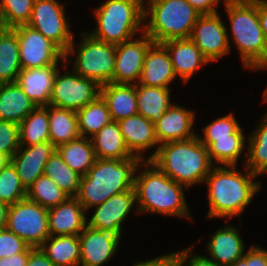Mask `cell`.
Returning <instances> with one entry per match:
<instances>
[{"label":"cell","instance_id":"obj_27","mask_svg":"<svg viewBox=\"0 0 267 266\" xmlns=\"http://www.w3.org/2000/svg\"><path fill=\"white\" fill-rule=\"evenodd\" d=\"M97 159L128 160L134 156L128 150L119 123L112 121L91 137Z\"/></svg>","mask_w":267,"mask_h":266},{"label":"cell","instance_id":"obj_9","mask_svg":"<svg viewBox=\"0 0 267 266\" xmlns=\"http://www.w3.org/2000/svg\"><path fill=\"white\" fill-rule=\"evenodd\" d=\"M63 5L57 0H36L32 9L30 27L38 30L65 53V69L68 56L75 54L74 36L67 23Z\"/></svg>","mask_w":267,"mask_h":266},{"label":"cell","instance_id":"obj_2","mask_svg":"<svg viewBox=\"0 0 267 266\" xmlns=\"http://www.w3.org/2000/svg\"><path fill=\"white\" fill-rule=\"evenodd\" d=\"M145 160H150L172 180L186 188L205 182L206 176L214 167L208 148L200 142L198 135L188 140L161 144Z\"/></svg>","mask_w":267,"mask_h":266},{"label":"cell","instance_id":"obj_34","mask_svg":"<svg viewBox=\"0 0 267 266\" xmlns=\"http://www.w3.org/2000/svg\"><path fill=\"white\" fill-rule=\"evenodd\" d=\"M80 137L94 136L102 127L111 123L112 117L106 102L99 96L77 112Z\"/></svg>","mask_w":267,"mask_h":266},{"label":"cell","instance_id":"obj_28","mask_svg":"<svg viewBox=\"0 0 267 266\" xmlns=\"http://www.w3.org/2000/svg\"><path fill=\"white\" fill-rule=\"evenodd\" d=\"M40 248L55 266H80L78 235H50Z\"/></svg>","mask_w":267,"mask_h":266},{"label":"cell","instance_id":"obj_20","mask_svg":"<svg viewBox=\"0 0 267 266\" xmlns=\"http://www.w3.org/2000/svg\"><path fill=\"white\" fill-rule=\"evenodd\" d=\"M161 44L169 53L176 77L179 75L184 83L209 62L190 38L168 40Z\"/></svg>","mask_w":267,"mask_h":266},{"label":"cell","instance_id":"obj_16","mask_svg":"<svg viewBox=\"0 0 267 266\" xmlns=\"http://www.w3.org/2000/svg\"><path fill=\"white\" fill-rule=\"evenodd\" d=\"M80 265L103 266L115 255L121 236L86 226L78 235Z\"/></svg>","mask_w":267,"mask_h":266},{"label":"cell","instance_id":"obj_33","mask_svg":"<svg viewBox=\"0 0 267 266\" xmlns=\"http://www.w3.org/2000/svg\"><path fill=\"white\" fill-rule=\"evenodd\" d=\"M44 141H49L48 106H36L19 124V143L30 146Z\"/></svg>","mask_w":267,"mask_h":266},{"label":"cell","instance_id":"obj_35","mask_svg":"<svg viewBox=\"0 0 267 266\" xmlns=\"http://www.w3.org/2000/svg\"><path fill=\"white\" fill-rule=\"evenodd\" d=\"M249 136L245 167L259 176L267 173V112L255 132Z\"/></svg>","mask_w":267,"mask_h":266},{"label":"cell","instance_id":"obj_5","mask_svg":"<svg viewBox=\"0 0 267 266\" xmlns=\"http://www.w3.org/2000/svg\"><path fill=\"white\" fill-rule=\"evenodd\" d=\"M231 35L247 69L267 70V41L253 0H224Z\"/></svg>","mask_w":267,"mask_h":266},{"label":"cell","instance_id":"obj_21","mask_svg":"<svg viewBox=\"0 0 267 266\" xmlns=\"http://www.w3.org/2000/svg\"><path fill=\"white\" fill-rule=\"evenodd\" d=\"M175 78L168 51L161 43H154L146 53L138 84L169 88Z\"/></svg>","mask_w":267,"mask_h":266},{"label":"cell","instance_id":"obj_49","mask_svg":"<svg viewBox=\"0 0 267 266\" xmlns=\"http://www.w3.org/2000/svg\"><path fill=\"white\" fill-rule=\"evenodd\" d=\"M132 266H175L174 257L172 254L162 255L151 260L137 262Z\"/></svg>","mask_w":267,"mask_h":266},{"label":"cell","instance_id":"obj_32","mask_svg":"<svg viewBox=\"0 0 267 266\" xmlns=\"http://www.w3.org/2000/svg\"><path fill=\"white\" fill-rule=\"evenodd\" d=\"M21 70L16 32L5 28L0 33V83L17 82Z\"/></svg>","mask_w":267,"mask_h":266},{"label":"cell","instance_id":"obj_26","mask_svg":"<svg viewBox=\"0 0 267 266\" xmlns=\"http://www.w3.org/2000/svg\"><path fill=\"white\" fill-rule=\"evenodd\" d=\"M36 107L17 82L0 83V120L20 124Z\"/></svg>","mask_w":267,"mask_h":266},{"label":"cell","instance_id":"obj_17","mask_svg":"<svg viewBox=\"0 0 267 266\" xmlns=\"http://www.w3.org/2000/svg\"><path fill=\"white\" fill-rule=\"evenodd\" d=\"M23 148L24 146H20L10 158V162L27 190L37 178L43 175L45 164L56 147L50 141H44Z\"/></svg>","mask_w":267,"mask_h":266},{"label":"cell","instance_id":"obj_44","mask_svg":"<svg viewBox=\"0 0 267 266\" xmlns=\"http://www.w3.org/2000/svg\"><path fill=\"white\" fill-rule=\"evenodd\" d=\"M192 249H193V246L183 251H178L177 253L173 252L172 255L174 257L175 265L176 266H218L209 257L203 256L201 254H198V255L195 254L194 256L191 257L190 254H191Z\"/></svg>","mask_w":267,"mask_h":266},{"label":"cell","instance_id":"obj_52","mask_svg":"<svg viewBox=\"0 0 267 266\" xmlns=\"http://www.w3.org/2000/svg\"><path fill=\"white\" fill-rule=\"evenodd\" d=\"M9 161L10 159L0 152V169H2Z\"/></svg>","mask_w":267,"mask_h":266},{"label":"cell","instance_id":"obj_6","mask_svg":"<svg viewBox=\"0 0 267 266\" xmlns=\"http://www.w3.org/2000/svg\"><path fill=\"white\" fill-rule=\"evenodd\" d=\"M145 0H107L94 12L97 27L90 35L110 44H120L144 30Z\"/></svg>","mask_w":267,"mask_h":266},{"label":"cell","instance_id":"obj_46","mask_svg":"<svg viewBox=\"0 0 267 266\" xmlns=\"http://www.w3.org/2000/svg\"><path fill=\"white\" fill-rule=\"evenodd\" d=\"M200 15H211L217 13L216 7L220 0H186Z\"/></svg>","mask_w":267,"mask_h":266},{"label":"cell","instance_id":"obj_12","mask_svg":"<svg viewBox=\"0 0 267 266\" xmlns=\"http://www.w3.org/2000/svg\"><path fill=\"white\" fill-rule=\"evenodd\" d=\"M19 42V59L22 69L58 65L65 62V53L42 33L29 25L12 28Z\"/></svg>","mask_w":267,"mask_h":266},{"label":"cell","instance_id":"obj_3","mask_svg":"<svg viewBox=\"0 0 267 266\" xmlns=\"http://www.w3.org/2000/svg\"><path fill=\"white\" fill-rule=\"evenodd\" d=\"M142 162L136 156L128 160L96 159L88 172L81 176L75 197L88 211L113 195L131 190L134 188V175Z\"/></svg>","mask_w":267,"mask_h":266},{"label":"cell","instance_id":"obj_10","mask_svg":"<svg viewBox=\"0 0 267 266\" xmlns=\"http://www.w3.org/2000/svg\"><path fill=\"white\" fill-rule=\"evenodd\" d=\"M31 247H40L50 236L48 209L27 197L9 207L6 227Z\"/></svg>","mask_w":267,"mask_h":266},{"label":"cell","instance_id":"obj_47","mask_svg":"<svg viewBox=\"0 0 267 266\" xmlns=\"http://www.w3.org/2000/svg\"><path fill=\"white\" fill-rule=\"evenodd\" d=\"M27 266H55L40 247H31Z\"/></svg>","mask_w":267,"mask_h":266},{"label":"cell","instance_id":"obj_53","mask_svg":"<svg viewBox=\"0 0 267 266\" xmlns=\"http://www.w3.org/2000/svg\"><path fill=\"white\" fill-rule=\"evenodd\" d=\"M229 266H248V264L243 258H240V259H237L235 262H233Z\"/></svg>","mask_w":267,"mask_h":266},{"label":"cell","instance_id":"obj_54","mask_svg":"<svg viewBox=\"0 0 267 266\" xmlns=\"http://www.w3.org/2000/svg\"><path fill=\"white\" fill-rule=\"evenodd\" d=\"M263 95H264V101L267 102V88L266 90H264Z\"/></svg>","mask_w":267,"mask_h":266},{"label":"cell","instance_id":"obj_22","mask_svg":"<svg viewBox=\"0 0 267 266\" xmlns=\"http://www.w3.org/2000/svg\"><path fill=\"white\" fill-rule=\"evenodd\" d=\"M57 65L22 69L17 83L36 106H48L52 95Z\"/></svg>","mask_w":267,"mask_h":266},{"label":"cell","instance_id":"obj_7","mask_svg":"<svg viewBox=\"0 0 267 266\" xmlns=\"http://www.w3.org/2000/svg\"><path fill=\"white\" fill-rule=\"evenodd\" d=\"M144 8L146 33L154 43H162L173 39L190 38L193 26L201 16L186 0H157ZM149 9V10H148Z\"/></svg>","mask_w":267,"mask_h":266},{"label":"cell","instance_id":"obj_37","mask_svg":"<svg viewBox=\"0 0 267 266\" xmlns=\"http://www.w3.org/2000/svg\"><path fill=\"white\" fill-rule=\"evenodd\" d=\"M245 135L242 128H238L231 138L215 139L208 147L210 160L220 164V166H236L239 156L245 149Z\"/></svg>","mask_w":267,"mask_h":266},{"label":"cell","instance_id":"obj_1","mask_svg":"<svg viewBox=\"0 0 267 266\" xmlns=\"http://www.w3.org/2000/svg\"><path fill=\"white\" fill-rule=\"evenodd\" d=\"M236 166H214L206 176L210 209L207 218L240 217L261 187L257 175L246 169L237 171ZM243 174V175H242Z\"/></svg>","mask_w":267,"mask_h":266},{"label":"cell","instance_id":"obj_31","mask_svg":"<svg viewBox=\"0 0 267 266\" xmlns=\"http://www.w3.org/2000/svg\"><path fill=\"white\" fill-rule=\"evenodd\" d=\"M56 150L63 161L81 176L88 172L97 159L90 137H79L59 145Z\"/></svg>","mask_w":267,"mask_h":266},{"label":"cell","instance_id":"obj_39","mask_svg":"<svg viewBox=\"0 0 267 266\" xmlns=\"http://www.w3.org/2000/svg\"><path fill=\"white\" fill-rule=\"evenodd\" d=\"M36 0H0V22L6 28L27 25Z\"/></svg>","mask_w":267,"mask_h":266},{"label":"cell","instance_id":"obj_43","mask_svg":"<svg viewBox=\"0 0 267 266\" xmlns=\"http://www.w3.org/2000/svg\"><path fill=\"white\" fill-rule=\"evenodd\" d=\"M29 245L13 232L6 228L0 230V258L24 252Z\"/></svg>","mask_w":267,"mask_h":266},{"label":"cell","instance_id":"obj_51","mask_svg":"<svg viewBox=\"0 0 267 266\" xmlns=\"http://www.w3.org/2000/svg\"><path fill=\"white\" fill-rule=\"evenodd\" d=\"M9 205L0 202V227L5 228L8 217Z\"/></svg>","mask_w":267,"mask_h":266},{"label":"cell","instance_id":"obj_56","mask_svg":"<svg viewBox=\"0 0 267 266\" xmlns=\"http://www.w3.org/2000/svg\"><path fill=\"white\" fill-rule=\"evenodd\" d=\"M155 1H157V0H149L148 2L151 3V2H155Z\"/></svg>","mask_w":267,"mask_h":266},{"label":"cell","instance_id":"obj_42","mask_svg":"<svg viewBox=\"0 0 267 266\" xmlns=\"http://www.w3.org/2000/svg\"><path fill=\"white\" fill-rule=\"evenodd\" d=\"M19 148V124L0 120V152L10 159Z\"/></svg>","mask_w":267,"mask_h":266},{"label":"cell","instance_id":"obj_29","mask_svg":"<svg viewBox=\"0 0 267 266\" xmlns=\"http://www.w3.org/2000/svg\"><path fill=\"white\" fill-rule=\"evenodd\" d=\"M137 93L138 114L150 120L153 124L158 122L164 112L173 104L170 101V89L135 84Z\"/></svg>","mask_w":267,"mask_h":266},{"label":"cell","instance_id":"obj_8","mask_svg":"<svg viewBox=\"0 0 267 266\" xmlns=\"http://www.w3.org/2000/svg\"><path fill=\"white\" fill-rule=\"evenodd\" d=\"M81 36L83 39L78 45L72 70L96 81L100 86L111 83L115 68V45L98 40L86 32Z\"/></svg>","mask_w":267,"mask_h":266},{"label":"cell","instance_id":"obj_14","mask_svg":"<svg viewBox=\"0 0 267 266\" xmlns=\"http://www.w3.org/2000/svg\"><path fill=\"white\" fill-rule=\"evenodd\" d=\"M227 29L218 13L201 15L193 26L190 39L196 44L203 56L216 61L230 50Z\"/></svg>","mask_w":267,"mask_h":266},{"label":"cell","instance_id":"obj_15","mask_svg":"<svg viewBox=\"0 0 267 266\" xmlns=\"http://www.w3.org/2000/svg\"><path fill=\"white\" fill-rule=\"evenodd\" d=\"M136 202L135 189L116 194L100 205H96L87 226L116 235H122V224Z\"/></svg>","mask_w":267,"mask_h":266},{"label":"cell","instance_id":"obj_41","mask_svg":"<svg viewBox=\"0 0 267 266\" xmlns=\"http://www.w3.org/2000/svg\"><path fill=\"white\" fill-rule=\"evenodd\" d=\"M233 115L234 114L230 113L217 118L204 127V139L203 137H199L200 142L208 148L213 142H215V139L231 138V134L240 127Z\"/></svg>","mask_w":267,"mask_h":266},{"label":"cell","instance_id":"obj_55","mask_svg":"<svg viewBox=\"0 0 267 266\" xmlns=\"http://www.w3.org/2000/svg\"><path fill=\"white\" fill-rule=\"evenodd\" d=\"M6 27L0 22V33L5 29Z\"/></svg>","mask_w":267,"mask_h":266},{"label":"cell","instance_id":"obj_11","mask_svg":"<svg viewBox=\"0 0 267 266\" xmlns=\"http://www.w3.org/2000/svg\"><path fill=\"white\" fill-rule=\"evenodd\" d=\"M73 72L61 75L57 69L49 105L78 111L100 96V85L89 78Z\"/></svg>","mask_w":267,"mask_h":266},{"label":"cell","instance_id":"obj_19","mask_svg":"<svg viewBox=\"0 0 267 266\" xmlns=\"http://www.w3.org/2000/svg\"><path fill=\"white\" fill-rule=\"evenodd\" d=\"M86 210L76 197L48 209L51 236L79 235L87 226Z\"/></svg>","mask_w":267,"mask_h":266},{"label":"cell","instance_id":"obj_45","mask_svg":"<svg viewBox=\"0 0 267 266\" xmlns=\"http://www.w3.org/2000/svg\"><path fill=\"white\" fill-rule=\"evenodd\" d=\"M248 266H267V250L258 246H251L242 257Z\"/></svg>","mask_w":267,"mask_h":266},{"label":"cell","instance_id":"obj_25","mask_svg":"<svg viewBox=\"0 0 267 266\" xmlns=\"http://www.w3.org/2000/svg\"><path fill=\"white\" fill-rule=\"evenodd\" d=\"M100 96L106 102L113 121L138 114L134 84L108 83L101 85Z\"/></svg>","mask_w":267,"mask_h":266},{"label":"cell","instance_id":"obj_36","mask_svg":"<svg viewBox=\"0 0 267 266\" xmlns=\"http://www.w3.org/2000/svg\"><path fill=\"white\" fill-rule=\"evenodd\" d=\"M43 175L53 180L68 196L75 197L77 195L81 175L63 161L57 150L47 160Z\"/></svg>","mask_w":267,"mask_h":266},{"label":"cell","instance_id":"obj_48","mask_svg":"<svg viewBox=\"0 0 267 266\" xmlns=\"http://www.w3.org/2000/svg\"><path fill=\"white\" fill-rule=\"evenodd\" d=\"M29 254L30 246L24 252L0 258V266H27Z\"/></svg>","mask_w":267,"mask_h":266},{"label":"cell","instance_id":"obj_4","mask_svg":"<svg viewBox=\"0 0 267 266\" xmlns=\"http://www.w3.org/2000/svg\"><path fill=\"white\" fill-rule=\"evenodd\" d=\"M143 164L146 169L135 176L134 182L136 203L139 205L137 212L190 219L183 189L186 186L176 183L150 160H143Z\"/></svg>","mask_w":267,"mask_h":266},{"label":"cell","instance_id":"obj_13","mask_svg":"<svg viewBox=\"0 0 267 266\" xmlns=\"http://www.w3.org/2000/svg\"><path fill=\"white\" fill-rule=\"evenodd\" d=\"M153 44V40L146 33H142L137 40L116 44L115 68L111 83L138 84L146 53Z\"/></svg>","mask_w":267,"mask_h":266},{"label":"cell","instance_id":"obj_24","mask_svg":"<svg viewBox=\"0 0 267 266\" xmlns=\"http://www.w3.org/2000/svg\"><path fill=\"white\" fill-rule=\"evenodd\" d=\"M239 233L236 227L230 225L219 228L211 236L207 251H209L210 259L218 266H229L243 257L245 245Z\"/></svg>","mask_w":267,"mask_h":266},{"label":"cell","instance_id":"obj_40","mask_svg":"<svg viewBox=\"0 0 267 266\" xmlns=\"http://www.w3.org/2000/svg\"><path fill=\"white\" fill-rule=\"evenodd\" d=\"M27 190L20 181V177L9 161L0 169V202L9 206L26 198Z\"/></svg>","mask_w":267,"mask_h":266},{"label":"cell","instance_id":"obj_50","mask_svg":"<svg viewBox=\"0 0 267 266\" xmlns=\"http://www.w3.org/2000/svg\"><path fill=\"white\" fill-rule=\"evenodd\" d=\"M258 7V15L260 26L265 34L267 41V1L266 0H253Z\"/></svg>","mask_w":267,"mask_h":266},{"label":"cell","instance_id":"obj_23","mask_svg":"<svg viewBox=\"0 0 267 266\" xmlns=\"http://www.w3.org/2000/svg\"><path fill=\"white\" fill-rule=\"evenodd\" d=\"M118 123L128 150L133 156L144 160L142 152L158 145L155 124L142 115L136 114L121 119Z\"/></svg>","mask_w":267,"mask_h":266},{"label":"cell","instance_id":"obj_38","mask_svg":"<svg viewBox=\"0 0 267 266\" xmlns=\"http://www.w3.org/2000/svg\"><path fill=\"white\" fill-rule=\"evenodd\" d=\"M26 197L47 209L65 202L70 196L47 176H40L27 189Z\"/></svg>","mask_w":267,"mask_h":266},{"label":"cell","instance_id":"obj_30","mask_svg":"<svg viewBox=\"0 0 267 266\" xmlns=\"http://www.w3.org/2000/svg\"><path fill=\"white\" fill-rule=\"evenodd\" d=\"M49 141L57 148L80 137L76 111L48 105Z\"/></svg>","mask_w":267,"mask_h":266},{"label":"cell","instance_id":"obj_18","mask_svg":"<svg viewBox=\"0 0 267 266\" xmlns=\"http://www.w3.org/2000/svg\"><path fill=\"white\" fill-rule=\"evenodd\" d=\"M195 113L178 104H172L155 123L158 144L188 140L197 136L192 130Z\"/></svg>","mask_w":267,"mask_h":266}]
</instances>
